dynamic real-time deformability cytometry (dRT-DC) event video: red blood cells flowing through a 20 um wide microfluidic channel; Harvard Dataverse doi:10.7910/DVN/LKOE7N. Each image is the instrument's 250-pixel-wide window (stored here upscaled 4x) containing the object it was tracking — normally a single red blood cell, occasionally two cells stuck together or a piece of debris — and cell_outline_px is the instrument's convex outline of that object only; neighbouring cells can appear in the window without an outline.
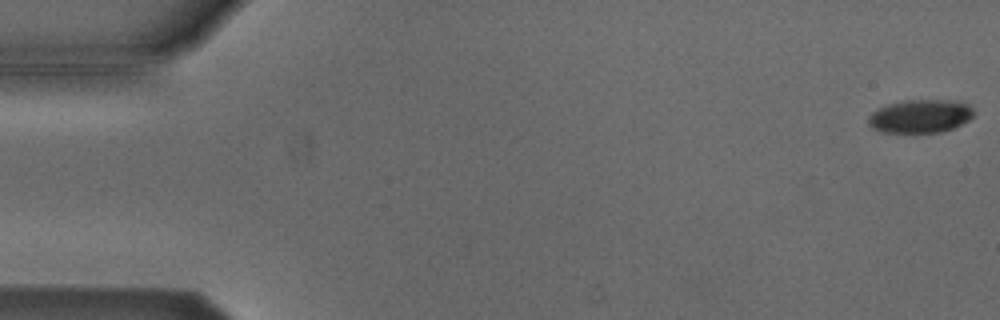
{"species": "Egyptian fruit bat (a non-hibernating species)", "species_latin": "Rousettus aegyptiacus", "temperature_condition": "cold", "stored_images_in_passage": 16, "camera_frame_rate_fps": 3000, "um_per_image_px": 0.085, "animal": {"sex": "male"}, "frame": {"image": 1, "passage_image": 1, "time_ms": 0.0, "image_size_px": [1000, 320], "cell_outline_px": [[972, 116], [968, 120], [952, 128], [940, 132], [884, 132], [868, 124], [868, 116], [872, 112], [888, 104], [904, 100], [960, 100], [968, 104], [972, 108]], "centroid_in_image_um": [78.24, 9.85], "position_along_channel_um": 6.8, "area_um2": 20.23}}
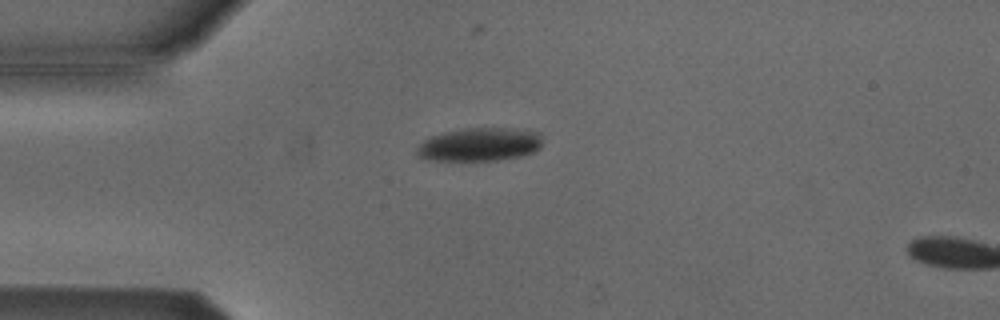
{"frame": {"image": 2, "passage_image": 14, "time_ms": 4.333, "image_size_px": [1000, 320], "cell_outline_px": [[540, 148], [532, 152], [520, 156], [496, 160], [428, 160], [420, 156], [416, 152], [416, 148], [428, 136], [444, 132], [464, 128], [516, 128], [540, 132]], "centroid_in_image_um": [40.75, 12.26], "position_along_channel_um": 44.3, "area_um2": 24.39}}